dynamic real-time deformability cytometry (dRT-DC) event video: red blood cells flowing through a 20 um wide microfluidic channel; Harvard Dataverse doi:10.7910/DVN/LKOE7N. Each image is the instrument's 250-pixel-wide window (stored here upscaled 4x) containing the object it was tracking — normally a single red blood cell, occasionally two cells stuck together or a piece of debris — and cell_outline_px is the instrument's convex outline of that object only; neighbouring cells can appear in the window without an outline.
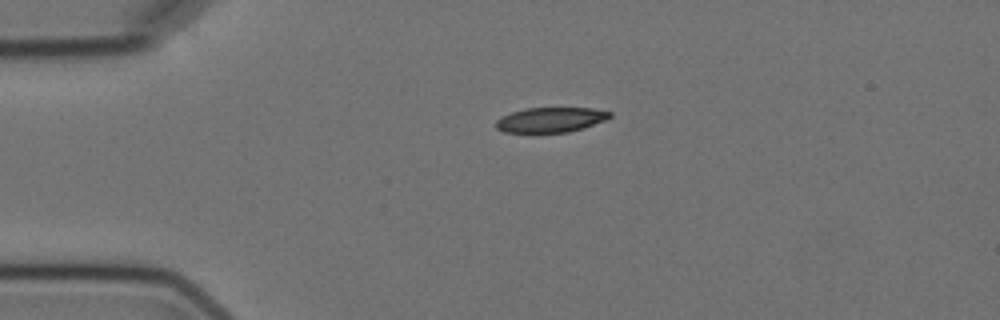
{"species": "Egyptian fruit bat (a non-hibernating species)", "species_latin": "Rousettus aegyptiacus", "temperature_condition": "cold", "stored_images_in_passage": 2, "camera_frame_rate_fps": 3000, "um_per_image_px": 0.085, "animal": {"sex": "female"}, "frame": {"image": 1, "passage_image": 1, "time_ms": 0.0, "image_size_px": [1000, 320], "cell_outline_px": [[612, 116], [604, 120], [584, 128], [568, 132], [504, 132], [496, 128], [496, 120], [512, 112], [524, 108], [592, 108], [612, 112]], "centroid_in_image_um": [46.82, 10.18], "position_along_channel_um": 38.2, "area_um2": 16.42}}